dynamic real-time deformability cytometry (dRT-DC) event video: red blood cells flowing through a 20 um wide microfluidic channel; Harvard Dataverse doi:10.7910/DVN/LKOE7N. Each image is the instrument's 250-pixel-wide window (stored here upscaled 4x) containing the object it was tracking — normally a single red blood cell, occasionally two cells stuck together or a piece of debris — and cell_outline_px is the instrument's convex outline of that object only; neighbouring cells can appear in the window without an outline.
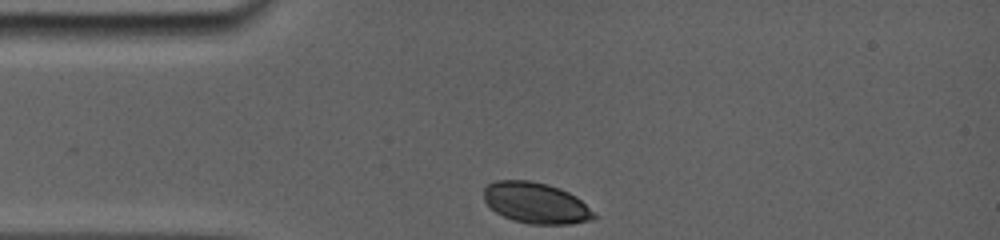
{"species": "common noctule bat (a hibernating species)", "species_latin": "Nyctalus noctula", "temperature_condition": "room temperature", "stored_images_in_passage": 29, "camera_frame_rate_fps": 5000, "um_per_image_px": 0.085, "animal": {"sex": "female", "body_mass_g": 19.0, "forearm_length_mm": 56.7}, "frame": {"image": 1, "passage_image": 1, "time_ms": 0.0, "image_size_px": [1000, 240], "cell_outline_px": [[596, 220], [572, 224], [528, 224], [512, 220], [496, 212], [484, 200], [484, 184], [496, 180], [528, 180], [548, 184], [560, 188], [576, 196], [596, 216]], "centroid_in_image_um": [45.53, 17.25], "position_along_channel_um": 39.5, "area_um2": 26.41}}
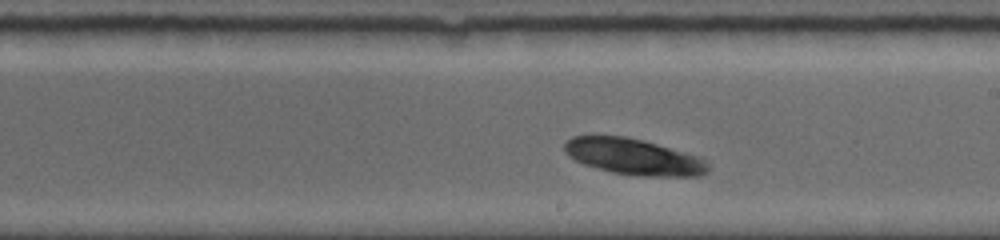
{"frame": {"image": 2, "passage_image": 16, "time_ms": 5.8, "image_size_px": [1000, 240], "cell_outline_px": [[708, 172], [700, 176], [640, 176], [612, 172], [584, 164], [568, 156], [564, 152], [564, 144], [572, 136], [624, 136], [644, 140], [684, 152], [696, 156], [704, 160], [708, 164]], "centroid_in_image_um": [53.85, 13.32], "position_along_channel_um": 235.2, "area_um2": 30.0}}
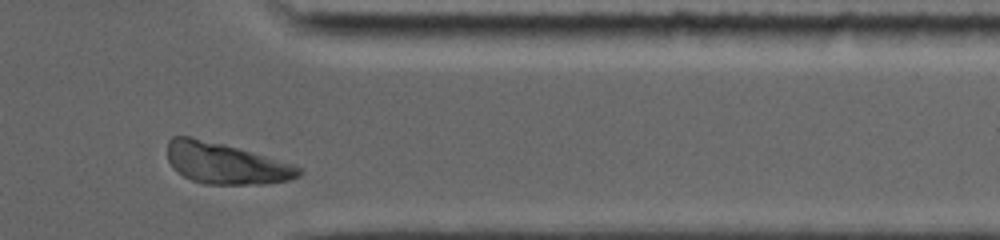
{"frame": {"image": 3, "passage_image": 27, "time_ms": 10.0, "image_size_px": [1000, 240], "cell_outline_px": [[304, 172], [300, 176], [288, 180], [264, 184], [204, 184], [192, 180], [184, 176], [172, 168], [168, 160], [168, 140], [172, 136], [188, 136], [224, 144], [264, 156], [300, 168]], "centroid_in_image_um": [19.12, 13.9], "position_along_channel_um": 392.3, "area_um2": 30.98}}